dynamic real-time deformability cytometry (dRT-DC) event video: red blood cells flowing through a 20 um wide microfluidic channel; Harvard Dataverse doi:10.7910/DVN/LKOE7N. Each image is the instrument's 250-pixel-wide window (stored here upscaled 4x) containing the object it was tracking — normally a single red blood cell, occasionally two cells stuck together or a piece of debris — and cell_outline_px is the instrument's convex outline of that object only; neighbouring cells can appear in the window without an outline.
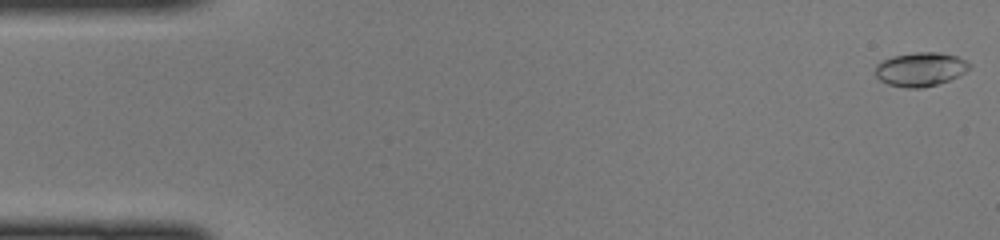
{"species": "common noctule bat (a hibernating species)", "species_latin": "Nyctalus noctula", "temperature_condition": "cold", "stored_images_in_passage": 47, "camera_frame_rate_fps": 3000, "um_per_image_px": 0.085, "animal": {"sex": "female", "body_mass_g": 22.0, "forearm_length_mm": 56.7}, "frame": {"image": 1, "passage_image": 1, "time_ms": 0.0, "image_size_px": [1000, 240], "cell_outline_px": [[972, 64], [964, 72], [948, 80], [936, 84], [920, 88], [904, 88], [888, 84], [880, 80], [876, 76], [876, 64], [892, 56], [916, 52], [936, 52], [956, 56]], "centroid_in_image_um": [78.2, 5.89], "position_along_channel_um": 6.8, "area_um2": 18.32}}
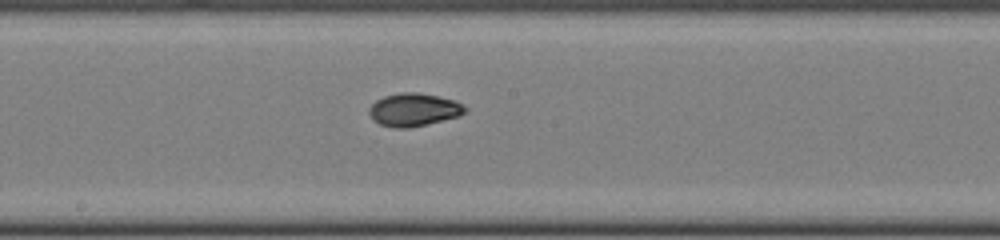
{"frame": {"image": 2, "passage_image": 25, "time_ms": 8.0, "image_size_px": [1000, 240], "cell_outline_px": [[468, 108], [460, 116], [428, 124], [408, 128], [392, 128], [380, 124], [372, 120], [368, 112], [368, 108], [376, 100], [384, 96], [400, 92], [416, 92], [456, 100]], "centroid_in_image_um": [35.15, 9.33], "position_along_channel_um": 213.0, "area_um2": 18.61}}
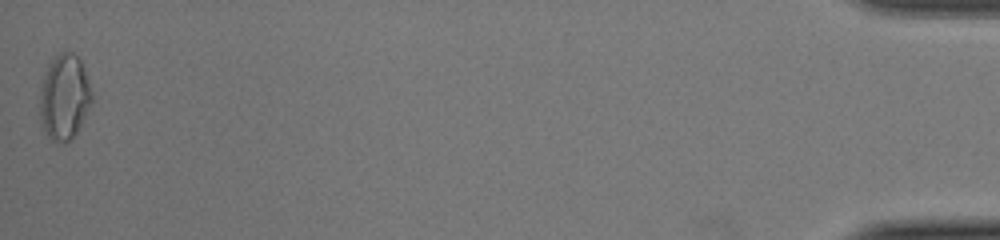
{"frame": {"image": 3, "passage_image": 47, "time_ms": 15.333, "image_size_px": [1000, 240], "cell_outline_px": [[92, 100], [76, 132], [68, 140], [56, 144], [48, 136], [40, 120], [40, 88], [48, 64], [60, 52], [72, 52], [80, 60], [88, 80], [92, 92]], "centroid_in_image_um": [5.45, 8.24], "position_along_channel_um": 429.8, "area_um2": 25.37}}